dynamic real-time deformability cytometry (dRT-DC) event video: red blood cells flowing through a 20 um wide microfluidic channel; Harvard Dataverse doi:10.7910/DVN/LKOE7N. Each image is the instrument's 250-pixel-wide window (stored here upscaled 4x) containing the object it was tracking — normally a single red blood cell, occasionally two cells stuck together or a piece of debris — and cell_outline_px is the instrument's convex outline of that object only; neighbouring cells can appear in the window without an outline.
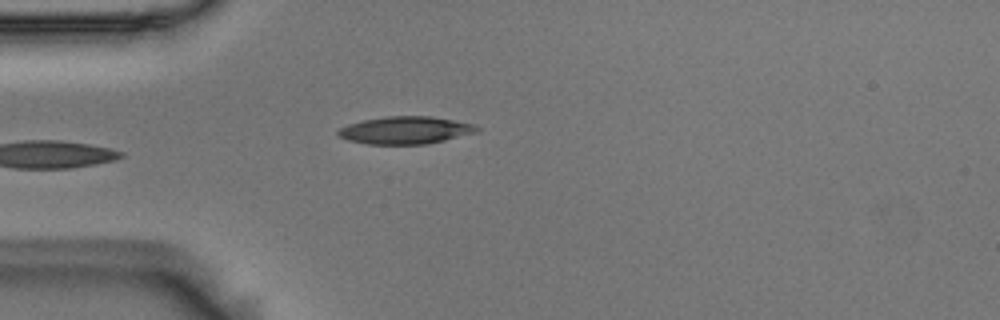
{"species": "Egyptian fruit bat (a non-hibernating species)", "species_latin": "Rousettus aegyptiacus", "temperature_condition": "room temperature", "stored_images_in_passage": 7, "camera_frame_rate_fps": 3000, "um_per_image_px": 0.085, "animal": {"sex": "male"}, "frame": {"image": 1, "passage_image": 6, "time_ms": 1.667, "image_size_px": [1000, 320], "cell_outline_px": [[480, 132], [428, 144], [368, 144], [348, 140], [340, 136], [336, 132], [340, 128], [348, 124], [364, 120], [384, 116], [432, 116], [476, 124], [480, 128]], "centroid_in_image_um": [34.53, 11.06], "position_along_channel_um": 50.5, "area_um2": 22.43}}